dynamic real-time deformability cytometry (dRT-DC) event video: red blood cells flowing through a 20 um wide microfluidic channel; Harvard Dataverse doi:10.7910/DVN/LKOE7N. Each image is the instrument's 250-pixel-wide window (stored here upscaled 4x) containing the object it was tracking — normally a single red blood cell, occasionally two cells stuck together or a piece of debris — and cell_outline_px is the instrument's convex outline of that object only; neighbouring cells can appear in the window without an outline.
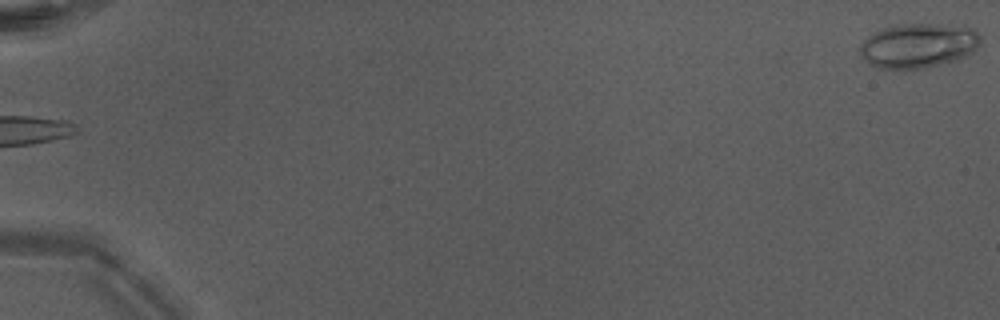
{"species": "Egyptian fruit bat (a non-hibernating species)", "species_latin": "Rousettus aegyptiacus", "temperature_condition": "warm", "stored_images_in_passage": 51, "camera_frame_rate_fps": 3000, "um_per_image_px": 0.085, "animal": {"sex": "male"}, "frame": {"image": 1, "passage_image": 1, "time_ms": 0.0, "image_size_px": [1000, 320], "cell_outline_px": [[980, 44], [968, 56], [956, 60], [928, 68], [876, 68], [868, 64], [860, 56], [860, 44], [872, 32], [880, 28], [892, 24], [964, 24], [972, 28], [980, 36]], "centroid_in_image_um": [78.05, 3.85], "position_along_channel_um": 6.9, "area_um2": 32.02}}
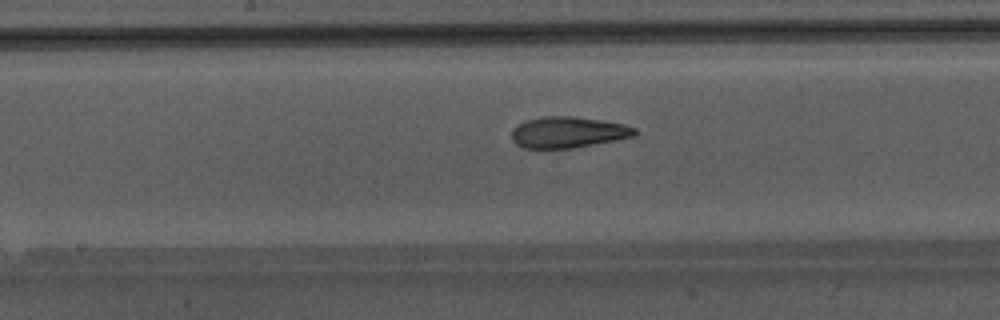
{"frame": {"image": 2, "passage_image": 29, "time_ms": 9.333, "image_size_px": [1000, 320], "cell_outline_px": [[636, 136], [572, 148], [524, 148], [516, 144], [512, 140], [512, 132], [516, 124], [524, 120], [540, 116], [576, 116], [624, 124], [636, 128]], "centroid_in_image_um": [48.25, 11.23], "position_along_channel_um": 199.9, "area_um2": 22.43}}
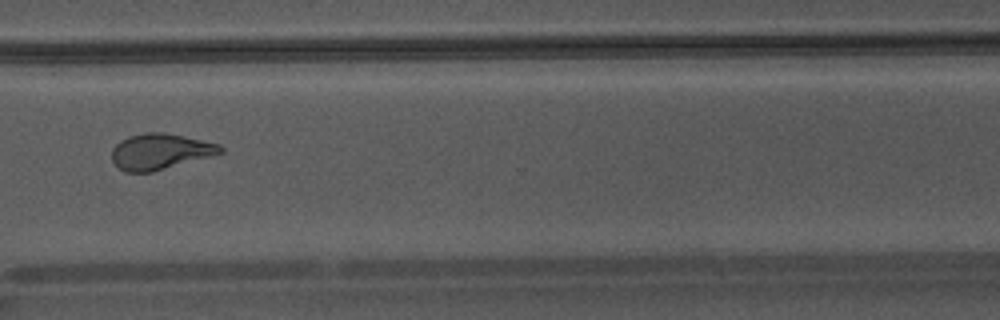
{"frame": {"image": 3, "passage_image": 40, "time_ms": 13.0, "image_size_px": [1000, 320], "cell_outline_px": [[224, 152], [152, 172], [124, 172], [112, 160], [112, 148], [120, 140], [128, 136], [144, 132], [164, 132], [184, 136], [220, 144], [224, 148]], "centroid_in_image_um": [13.6, 12.86], "position_along_channel_um": 357.0, "area_um2": 22.6}, "authors_computed_cell_mechanics": {"area_um2": 23.1778, "velocity_mm_per_s": 4.2858, "shape_relaxation_time_tau1_ms": 10.2954, "shape_relaxation_time_tau2_ms": 1.6065, "deformation_change_tau1": 0.3126, "deformation_change_tau2": 0.0857}}